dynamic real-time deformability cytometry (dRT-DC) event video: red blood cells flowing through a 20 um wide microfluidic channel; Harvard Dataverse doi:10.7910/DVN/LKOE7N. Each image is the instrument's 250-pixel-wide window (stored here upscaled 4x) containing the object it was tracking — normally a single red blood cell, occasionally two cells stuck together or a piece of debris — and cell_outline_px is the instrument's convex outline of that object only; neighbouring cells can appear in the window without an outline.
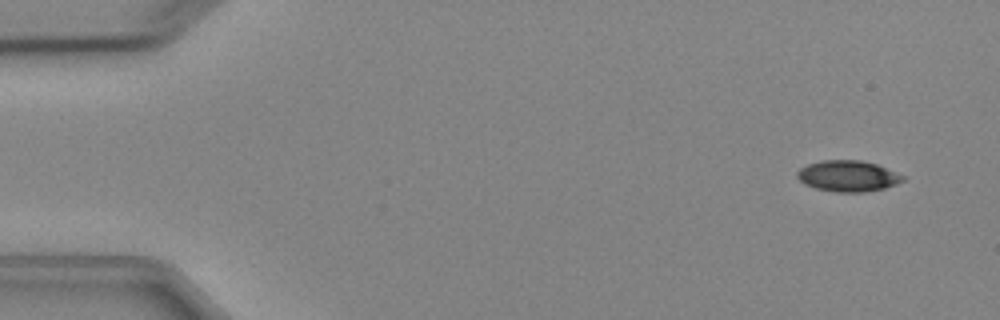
{"species": "Egyptian fruit bat (a non-hibernating species)", "species_latin": "Rousettus aegyptiacus", "temperature_condition": "cold", "stored_images_in_passage": 6, "camera_frame_rate_fps": 3000, "um_per_image_px": 0.085, "animal": {"sex": "female"}, "frame": {"image": 1, "passage_image": 2, "time_ms": 1.0, "image_size_px": [1000, 320], "cell_outline_px": [[904, 180], [896, 184], [884, 188], [864, 192], [836, 192], [816, 188], [804, 184], [796, 176], [796, 172], [800, 168], [808, 164], [824, 160], [860, 160], [876, 164], [896, 172], [904, 176]], "centroid_in_image_um": [72.06, 14.96], "position_along_channel_um": 12.9, "area_um2": 19.02}}
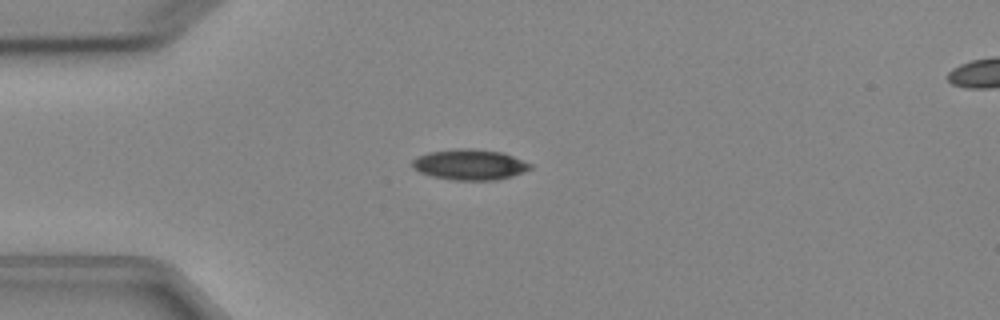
{"frame": {"image": 2, "passage_image": 5, "time_ms": 4.333, "image_size_px": [1000, 320], "cell_outline_px": [[532, 168], [524, 172], [512, 176], [496, 180], [452, 180], [432, 176], [420, 172], [412, 168], [412, 160], [416, 156], [428, 152], [460, 148], [468, 148], [500, 152], [512, 156], [532, 164]], "centroid_in_image_um": [39.9, 13.99], "position_along_channel_um": 45.1, "area_um2": 21.04}}